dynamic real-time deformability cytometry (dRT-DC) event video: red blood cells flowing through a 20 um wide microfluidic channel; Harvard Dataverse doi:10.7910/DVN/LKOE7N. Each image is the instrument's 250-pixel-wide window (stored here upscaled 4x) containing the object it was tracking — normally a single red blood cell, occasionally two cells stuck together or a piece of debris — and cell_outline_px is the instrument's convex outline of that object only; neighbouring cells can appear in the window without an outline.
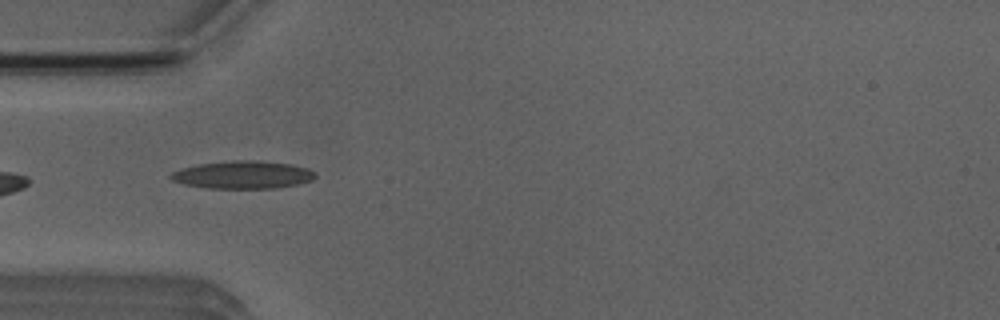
{"species": "Egyptian fruit bat (a non-hibernating species)", "species_latin": "Rousettus aegyptiacus", "temperature_condition": "room temperature", "stored_images_in_passage": 8, "camera_frame_rate_fps": 3000, "um_per_image_px": 0.085, "animal": {"sex": "male"}, "frame": {"image": 1, "passage_image": 4, "time_ms": 3.667, "image_size_px": [1000, 320], "cell_outline_px": [[316, 176], [312, 180], [300, 184], [272, 188], [204, 188], [184, 184], [172, 180], [168, 176], [172, 172], [180, 168], [196, 164], [232, 160], [256, 160], [292, 164], [308, 168], [316, 172]], "centroid_in_image_um": [20.63, 14.85], "position_along_channel_um": 64.4, "area_um2": 23.64}}
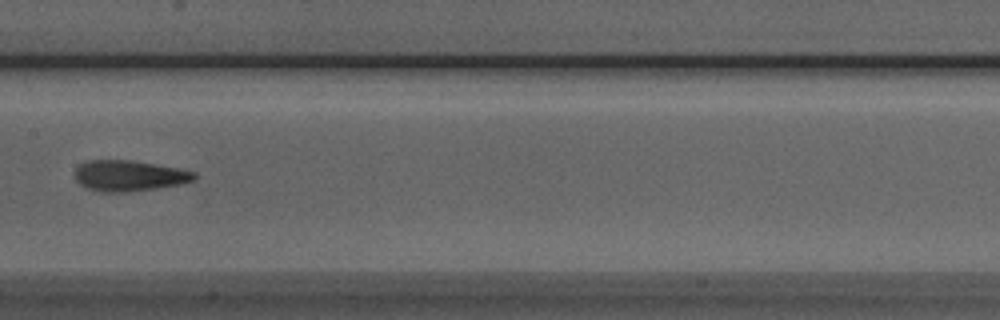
{"frame": {"image": 2, "passage_image": 7, "time_ms": 7.0, "image_size_px": [1000, 320], "cell_outline_px": [[196, 180], [180, 184], [156, 188], [128, 192], [100, 192], [88, 188], [80, 184], [76, 180], [76, 168], [80, 164], [88, 160], [128, 160], [176, 168], [196, 172]], "centroid_in_image_um": [10.97, 14.94], "position_along_channel_um": 196.4, "area_um2": 21.21}}
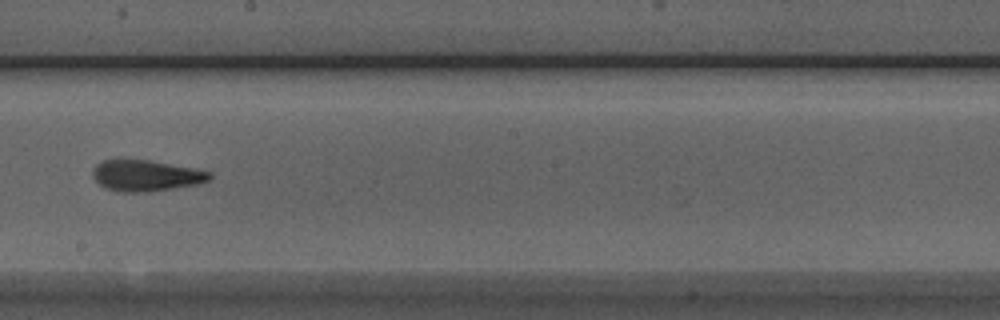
{"frame": {"image": 3, "passage_image": 8, "time_ms": 8.0, "image_size_px": [1000, 320], "cell_outline_px": [[212, 176], [208, 180], [196, 184], [148, 192], [116, 192], [104, 188], [92, 176], [92, 168], [96, 164], [104, 160], [116, 156], [148, 160], [196, 168], [212, 172]], "centroid_in_image_um": [12.33, 14.89], "position_along_channel_um": 235.9, "area_um2": 21.85}}